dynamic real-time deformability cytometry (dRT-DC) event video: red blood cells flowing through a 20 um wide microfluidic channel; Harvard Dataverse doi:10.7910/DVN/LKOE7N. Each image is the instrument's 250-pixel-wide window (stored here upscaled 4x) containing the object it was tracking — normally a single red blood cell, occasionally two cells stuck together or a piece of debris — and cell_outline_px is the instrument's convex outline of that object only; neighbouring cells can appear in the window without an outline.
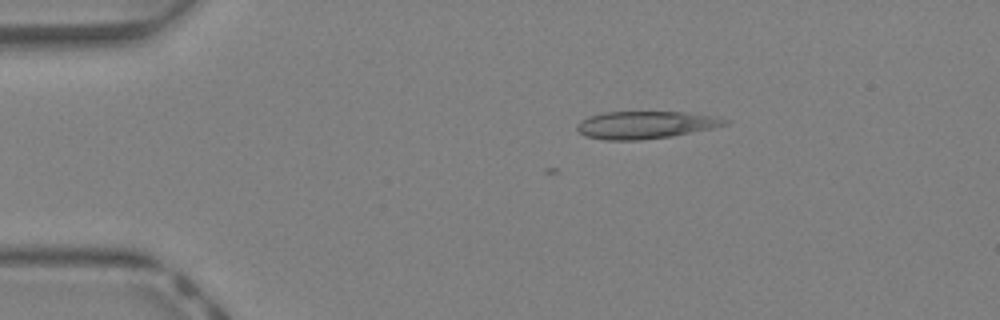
{"species": "Egyptian fruit bat (a non-hibernating species)", "species_latin": "Rousettus aegyptiacus", "temperature_condition": "warm", "stored_images_in_passage": 6, "camera_frame_rate_fps": 3000, "um_per_image_px": 0.085, "animal": {"sex": "female"}, "frame": {"image": 1, "passage_image": 1, "time_ms": 0.0, "image_size_px": [1000, 320], "cell_outline_px": [[728, 124], [712, 128], [672, 136], [640, 140], [604, 140], [584, 136], [576, 128], [588, 116], [604, 112], [684, 112], [716, 116], [728, 120]], "centroid_in_image_um": [54.88, 10.62], "position_along_channel_um": 30.1, "area_um2": 23.52}}